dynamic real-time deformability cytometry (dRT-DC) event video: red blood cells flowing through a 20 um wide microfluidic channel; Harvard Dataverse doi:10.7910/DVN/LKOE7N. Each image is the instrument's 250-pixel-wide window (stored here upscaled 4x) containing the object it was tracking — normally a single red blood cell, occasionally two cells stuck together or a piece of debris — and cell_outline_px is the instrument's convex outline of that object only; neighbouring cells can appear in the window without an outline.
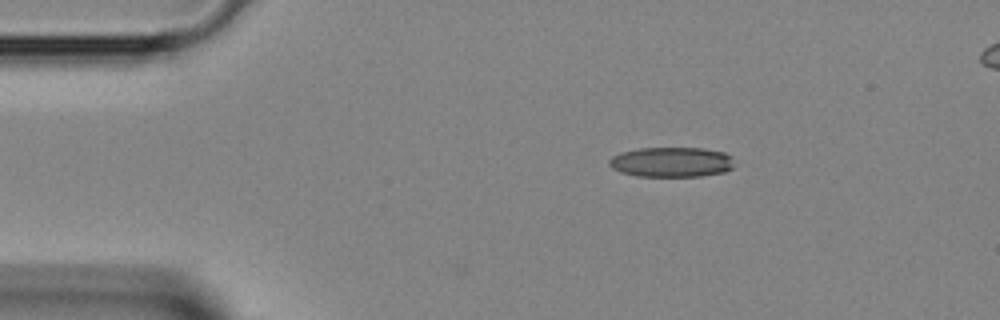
{"species": "Egyptian fruit bat (a non-hibernating species)", "species_latin": "Rousettus aegyptiacus", "temperature_condition": "room temperature", "stored_images_in_passage": 37, "camera_frame_rate_fps": 3000, "um_per_image_px": 0.085, "animal": {"sex": "female"}, "frame": {"image": 1, "passage_image": 1, "time_ms": 0.0, "image_size_px": [1000, 320], "cell_outline_px": [[732, 168], [724, 172], [700, 176], [636, 176], [620, 172], [612, 168], [608, 164], [608, 160], [612, 156], [620, 152], [640, 148], [704, 148], [724, 152], [732, 156]], "centroid_in_image_um": [57.05, 13.77], "position_along_channel_um": 28.0, "area_um2": 21.96}}
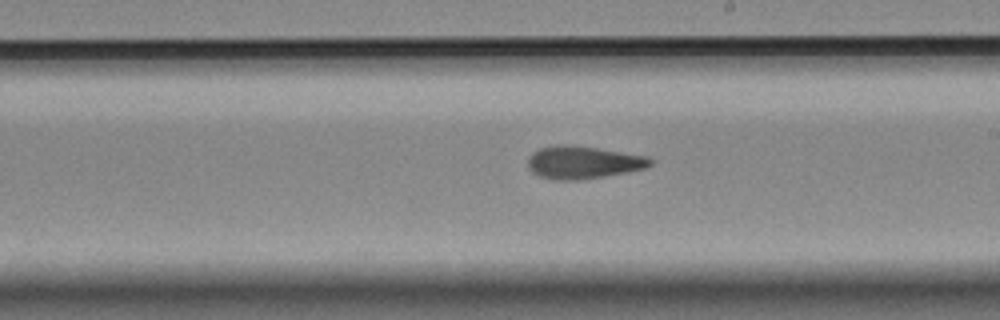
{"frame": {"image": 2, "passage_image": 18, "time_ms": 5.667, "image_size_px": [1000, 320], "cell_outline_px": [[652, 164], [644, 168], [628, 172], [604, 176], [576, 180], [556, 180], [540, 176], [532, 172], [528, 168], [528, 156], [532, 152], [540, 148], [560, 144], [568, 144], [596, 148], [648, 156], [652, 160]], "centroid_in_image_um": [49.54, 13.8], "position_along_channel_um": 239.5, "area_um2": 23.24}}
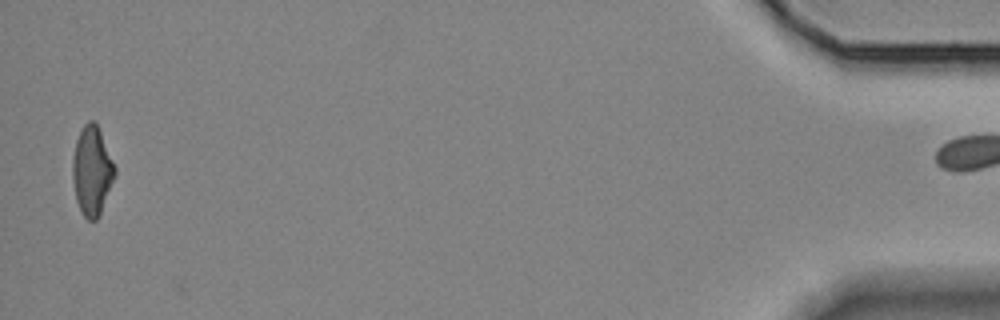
{"frame": {"image": 3, "passage_image": 36, "time_ms": 11.667, "image_size_px": [1000, 320], "cell_outline_px": [[116, 176], [100, 216], [96, 220], [88, 220], [80, 212], [76, 200], [72, 180], [72, 160], [76, 140], [80, 128], [88, 120], [92, 120], [96, 124], [100, 132], [116, 168]], "centroid_in_image_um": [7.81, 14.56], "position_along_channel_um": 427.4, "area_um2": 22.2}}